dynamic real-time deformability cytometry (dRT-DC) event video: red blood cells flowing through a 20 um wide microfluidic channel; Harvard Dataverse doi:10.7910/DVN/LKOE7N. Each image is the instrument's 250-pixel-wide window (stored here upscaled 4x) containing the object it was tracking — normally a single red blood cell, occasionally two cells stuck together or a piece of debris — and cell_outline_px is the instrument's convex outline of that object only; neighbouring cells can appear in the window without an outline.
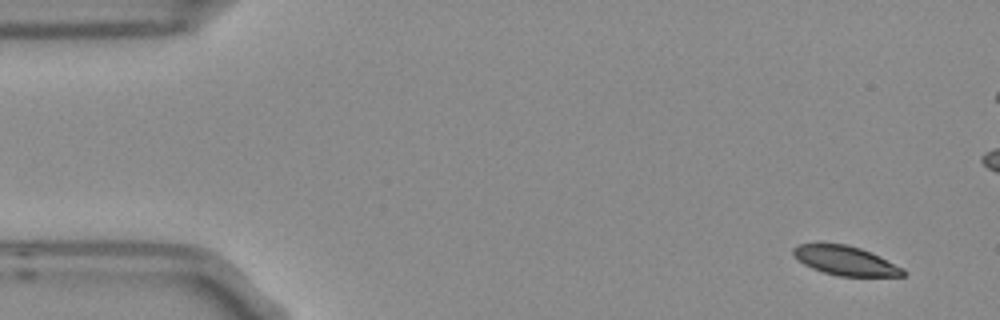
{"species": "Egyptian fruit bat (a non-hibernating species)", "species_latin": "Rousettus aegyptiacus", "temperature_condition": "room temperature", "stored_images_in_passage": 5, "camera_frame_rate_fps": 3000, "um_per_image_px": 0.085, "frame": {"image": 1, "passage_image": 1, "time_ms": 0.0, "image_size_px": [1000, 320], "cell_outline_px": [[908, 272], [904, 276], [840, 276], [824, 272], [812, 268], [804, 264], [792, 252], [792, 248], [800, 244], [844, 244], [860, 248], [880, 256], [904, 268]], "centroid_in_image_um": [71.92, 22.16], "position_along_channel_um": 13.1, "area_um2": 18.5}}